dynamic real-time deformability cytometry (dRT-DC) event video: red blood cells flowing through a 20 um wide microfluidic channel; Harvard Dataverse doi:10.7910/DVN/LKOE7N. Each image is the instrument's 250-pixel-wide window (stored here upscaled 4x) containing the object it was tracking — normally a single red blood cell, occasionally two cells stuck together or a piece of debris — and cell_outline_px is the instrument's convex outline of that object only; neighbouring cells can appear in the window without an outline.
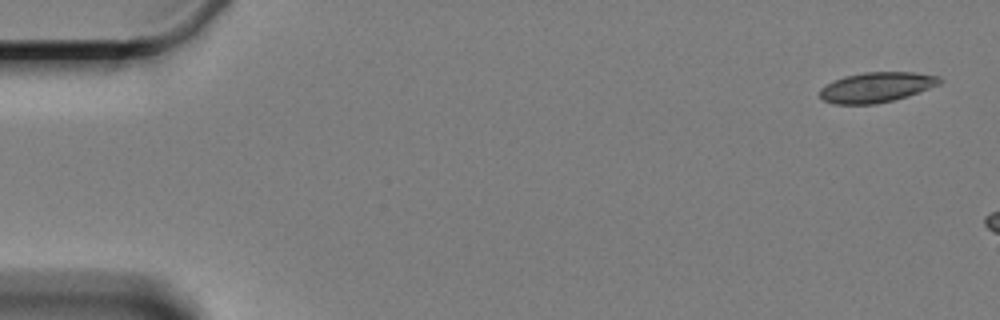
{"species": "Egyptian fruit bat (a non-hibernating species)", "species_latin": "Rousettus aegyptiacus", "temperature_condition": "cold", "stored_images_in_passage": 3, "camera_frame_rate_fps": 3000, "um_per_image_px": 0.085, "animal": {"sex": "female"}, "frame": {"image": 1, "passage_image": 1, "time_ms": 0.0, "image_size_px": [1000, 320], "cell_outline_px": [[944, 80], [940, 84], [908, 96], [876, 104], [832, 104], [824, 100], [820, 96], [820, 88], [844, 76], [864, 72], [912, 72], [940, 76]], "centroid_in_image_um": [74.53, 7.41], "position_along_channel_um": 10.5, "area_um2": 20.98}}